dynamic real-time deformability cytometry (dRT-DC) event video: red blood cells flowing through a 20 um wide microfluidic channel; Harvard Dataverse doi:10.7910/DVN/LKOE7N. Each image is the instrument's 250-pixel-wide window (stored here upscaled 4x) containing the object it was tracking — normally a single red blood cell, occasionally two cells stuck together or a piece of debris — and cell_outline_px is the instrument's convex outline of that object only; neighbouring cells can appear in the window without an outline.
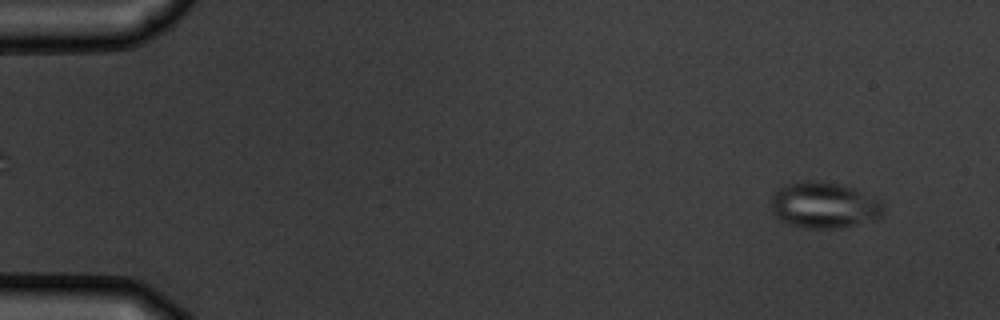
{"species": "common noctule bat (a hibernating species)", "species_latin": "Nyctalus noctula", "temperature_condition": "warm", "stored_images_in_passage": 5, "camera_frame_rate_fps": 3000, "um_per_image_px": 0.085, "animal": {"sex": "male", "body_mass_g": 19.5, "forearm_length_mm": 54.6}, "frame": {"image": 1, "passage_image": 1, "time_ms": 0.0, "image_size_px": [1000, 320], "cell_outline_px": [[884, 208], [880, 216], [852, 224], [836, 228], [804, 228], [788, 224], [780, 220], [772, 212], [772, 196], [780, 188], [788, 184], [808, 180], [840, 184], [852, 188], [880, 200], [884, 204]], "centroid_in_image_um": [70.0, 17.44], "position_along_channel_um": 15.0, "area_um2": 29.48}}